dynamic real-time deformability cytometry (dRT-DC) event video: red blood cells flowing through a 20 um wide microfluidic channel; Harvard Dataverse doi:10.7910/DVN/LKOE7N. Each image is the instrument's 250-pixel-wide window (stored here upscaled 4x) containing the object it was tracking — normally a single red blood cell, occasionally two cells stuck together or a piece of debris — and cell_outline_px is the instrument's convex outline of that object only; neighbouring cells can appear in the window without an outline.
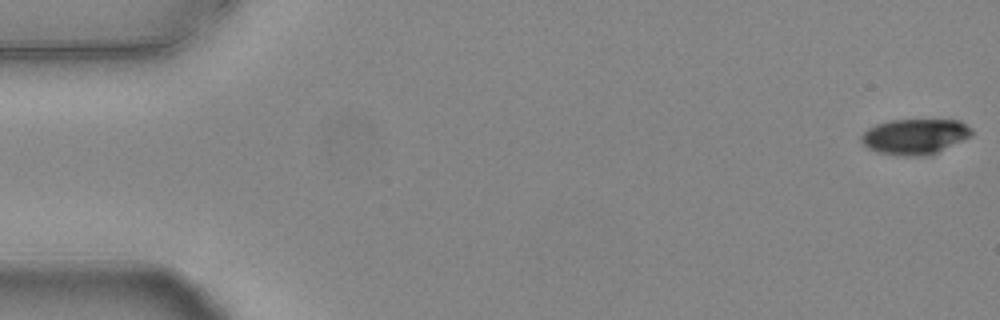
{"species": "common noctule bat (a hibernating species)", "species_latin": "Nyctalus noctula", "temperature_condition": "warm", "stored_images_in_passage": 54, "camera_frame_rate_fps": 3000, "um_per_image_px": 0.085, "animal": {"sex": "female", "body_mass_g": 24.6, "forearm_length_mm": 56.2}, "frame": {"image": 1, "passage_image": 1, "time_ms": 0.0, "image_size_px": [1000, 320], "cell_outline_px": [[972, 136], [932, 156], [900, 156], [876, 152], [868, 148], [860, 140], [860, 136], [868, 128], [876, 124], [892, 120], [960, 120], [972, 128]], "centroid_in_image_um": [77.79, 11.62], "position_along_channel_um": 7.2, "area_um2": 23.24}}
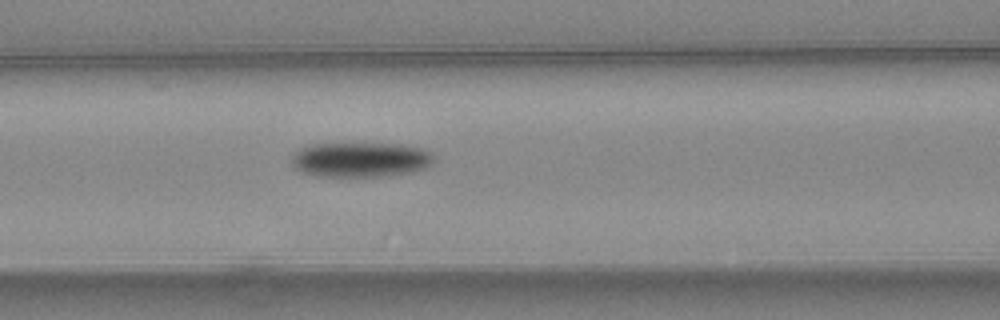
{"frame": {"image": 2, "passage_image": 23, "time_ms": 7.333, "image_size_px": [1000, 320], "cell_outline_px": [[436, 160], [432, 164], [424, 168], [412, 172], [392, 176], [312, 176], [300, 172], [292, 164], [292, 156], [300, 148], [308, 144], [400, 144], [424, 148], [432, 152]], "centroid_in_image_um": [30.68, 13.57], "position_along_channel_um": 135.9, "area_um2": 29.25}}
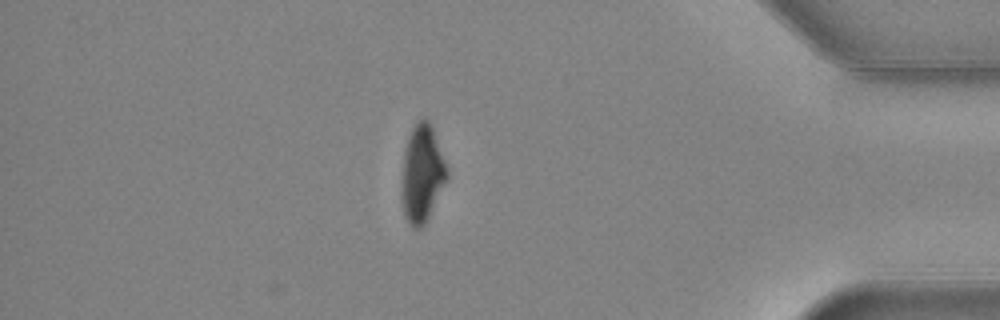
{"frame": {"image": 3, "passage_image": 47, "time_ms": 15.333, "image_size_px": [1000, 320], "cell_outline_px": [[448, 176], [428, 220], [420, 228], [412, 228], [408, 224], [404, 216], [400, 188], [400, 184], [404, 152], [408, 136], [412, 128], [420, 120], [428, 120], [432, 124], [448, 168]], "centroid_in_image_um": [35.86, 14.79], "position_along_channel_um": 399.3, "area_um2": 26.13}, "authors_computed_cell_mechanics": {"area_um2": 27.0793, "velocity_mm_per_s": 3.7928, "shape_relaxation_time_tau1_ms": 3.8916, "shape_relaxation_time_tau2_ms": null, "deformation_change_tau1": 0.1397, "deformation_change_tau2": null}}